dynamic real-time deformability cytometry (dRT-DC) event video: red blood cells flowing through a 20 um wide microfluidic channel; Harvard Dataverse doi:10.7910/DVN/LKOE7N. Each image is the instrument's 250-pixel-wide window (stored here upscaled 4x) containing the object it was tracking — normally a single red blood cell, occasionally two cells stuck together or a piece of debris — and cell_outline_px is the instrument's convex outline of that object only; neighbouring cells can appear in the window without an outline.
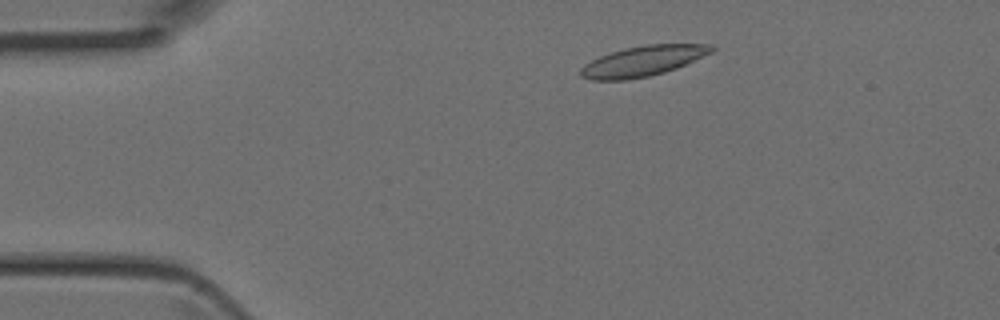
{"species": "Egyptian fruit bat (a non-hibernating species)", "species_latin": "Rousettus aegyptiacus", "temperature_condition": "room temperature", "stored_images_in_passage": 3, "camera_frame_rate_fps": 3000, "um_per_image_px": 0.085, "animal": {"sex": "female"}, "frame": {"image": 1, "passage_image": 2, "time_ms": 0.333, "image_size_px": [1000, 320], "cell_outline_px": [[716, 48], [712, 52], [676, 68], [664, 72], [648, 76], [624, 80], [588, 80], [580, 76], [580, 68], [584, 64], [600, 56], [624, 48], [644, 44], [712, 44]], "centroid_in_image_um": [54.62, 5.18], "position_along_channel_um": 30.4, "area_um2": 23.06}}